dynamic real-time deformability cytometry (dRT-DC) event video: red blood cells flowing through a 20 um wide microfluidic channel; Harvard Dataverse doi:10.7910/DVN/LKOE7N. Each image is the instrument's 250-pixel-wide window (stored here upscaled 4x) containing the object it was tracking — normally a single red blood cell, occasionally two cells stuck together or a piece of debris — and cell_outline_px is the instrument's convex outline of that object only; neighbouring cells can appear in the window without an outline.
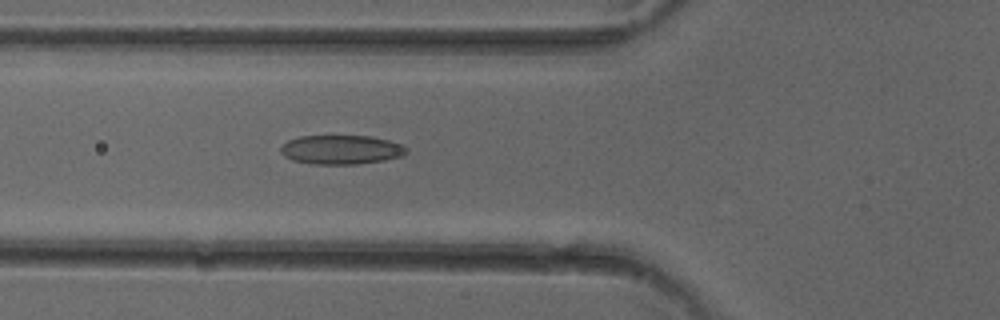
{"species": "common noctule bat (a hibernating species)", "species_latin": "Nyctalus noctula", "temperature_condition": "cold", "stored_images_in_passage": 29, "camera_frame_rate_fps": 3000, "um_per_image_px": 0.085, "animal": {"sex": "female"}, "frame": {"image": 1, "passage_image": 4, "time_ms": 1.0, "image_size_px": [1000, 320], "cell_outline_px": [[408, 152], [404, 156], [384, 160], [356, 164], [312, 164], [292, 160], [284, 156], [280, 152], [280, 148], [288, 140], [300, 136], [368, 136], [388, 140], [404, 144], [408, 148]], "centroid_in_image_um": [29.03, 12.72], "position_along_channel_um": 96.8, "area_um2": 21.5}}
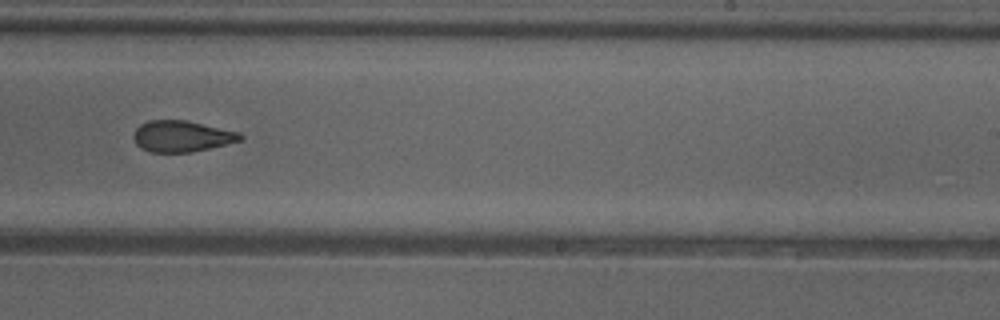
{"frame": {"image": 2, "passage_image": 17, "time_ms": 5.333, "image_size_px": [1000, 320], "cell_outline_px": [[244, 140], [192, 152], [152, 152], [140, 148], [136, 144], [132, 136], [136, 128], [140, 124], [148, 120], [188, 120], [240, 132], [244, 136]], "centroid_in_image_um": [15.46, 11.57], "position_along_channel_um": 273.5, "area_um2": 19.65}}
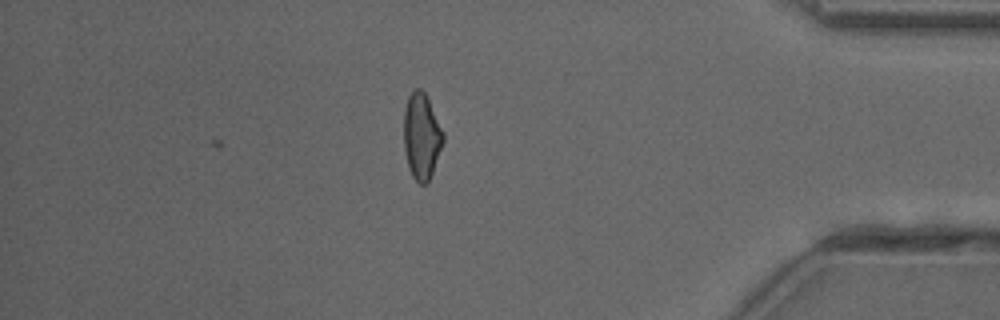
{"frame": {"image": 3, "passage_image": 29, "time_ms": 9.333, "image_size_px": [1000, 320], "cell_outline_px": [[444, 140], [432, 172], [428, 180], [424, 184], [420, 184], [412, 176], [408, 168], [404, 148], [404, 108], [408, 96], [416, 88], [420, 88], [424, 92], [444, 132]], "centroid_in_image_um": [35.82, 11.57], "position_along_channel_um": 399.4, "area_um2": 19.54}, "authors_computed_cell_mechanics": {"area_um2": 20.1722, "velocity_mm_per_s": 4.0611, "shape_relaxation_time_tau1_ms": null, "shape_relaxation_time_tau2_ms": 2.2244, "deformation_change_tau1": null, "deformation_change_tau2": 0.0845}}